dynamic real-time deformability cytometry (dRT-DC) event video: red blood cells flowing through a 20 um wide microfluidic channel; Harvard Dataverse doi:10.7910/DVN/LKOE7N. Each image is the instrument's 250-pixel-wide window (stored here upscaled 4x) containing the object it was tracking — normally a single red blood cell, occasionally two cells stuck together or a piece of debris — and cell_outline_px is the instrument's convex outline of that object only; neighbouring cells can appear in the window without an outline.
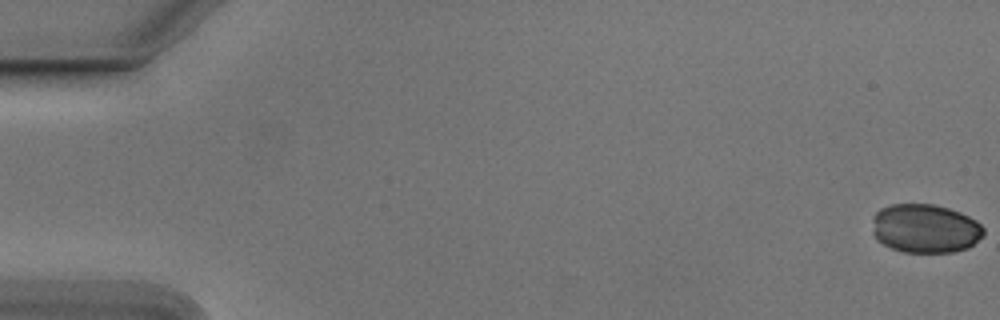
{"species": "Egyptian fruit bat (a non-hibernating species)", "species_latin": "Rousettus aegyptiacus", "temperature_condition": "cold", "stored_images_in_passage": 55, "camera_frame_rate_fps": 3000, "um_per_image_px": 0.085, "animal": {"sex": "male"}, "frame": {"image": 1, "passage_image": 1, "time_ms": 0.0, "image_size_px": [1000, 320], "cell_outline_px": [[984, 236], [968, 248], [952, 252], [904, 252], [892, 248], [876, 240], [872, 232], [872, 216], [880, 208], [892, 204], [936, 204], [960, 212], [976, 220], [984, 228]], "centroid_in_image_um": [78.63, 19.41], "position_along_channel_um": 6.4, "area_um2": 32.02}}
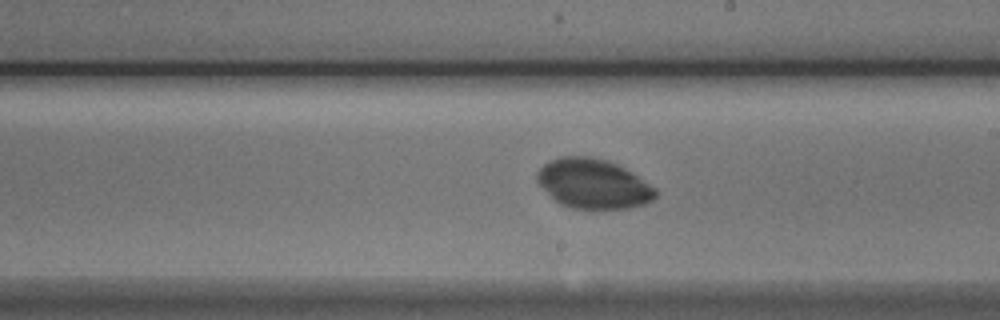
{"frame": {"image": 2, "passage_image": 32, "time_ms": 10.333, "image_size_px": [1000, 320], "cell_outline_px": [[660, 192], [652, 200], [644, 204], [628, 208], [600, 212], [572, 208], [560, 204], [536, 180], [536, 172], [548, 160], [560, 156], [592, 156], [608, 160], [624, 168], [656, 188]], "centroid_in_image_um": [50.44, 15.65], "position_along_channel_um": 238.6, "area_um2": 34.91}}
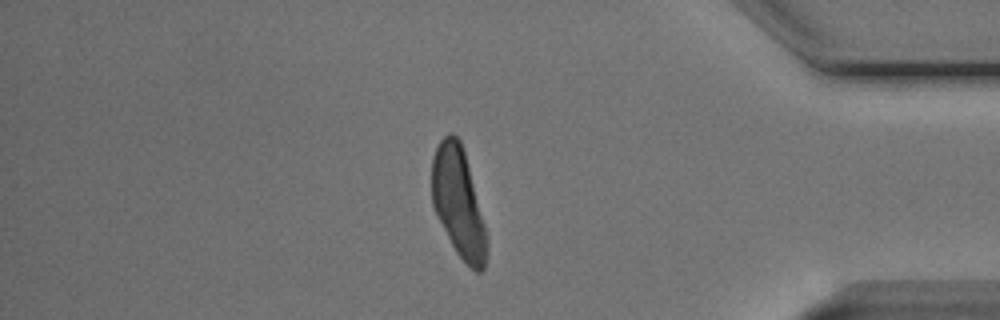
{"frame": {"image": 3, "passage_image": 47, "time_ms": 15.333, "image_size_px": [1000, 320], "cell_outline_px": [[488, 248], [484, 268], [480, 272], [476, 272], [456, 252], [432, 204], [432, 156], [440, 140], [448, 132], [452, 132], [460, 140], [464, 152], [488, 240]], "centroid_in_image_um": [38.95, 17.19], "position_along_channel_um": 396.2, "area_um2": 34.22}}